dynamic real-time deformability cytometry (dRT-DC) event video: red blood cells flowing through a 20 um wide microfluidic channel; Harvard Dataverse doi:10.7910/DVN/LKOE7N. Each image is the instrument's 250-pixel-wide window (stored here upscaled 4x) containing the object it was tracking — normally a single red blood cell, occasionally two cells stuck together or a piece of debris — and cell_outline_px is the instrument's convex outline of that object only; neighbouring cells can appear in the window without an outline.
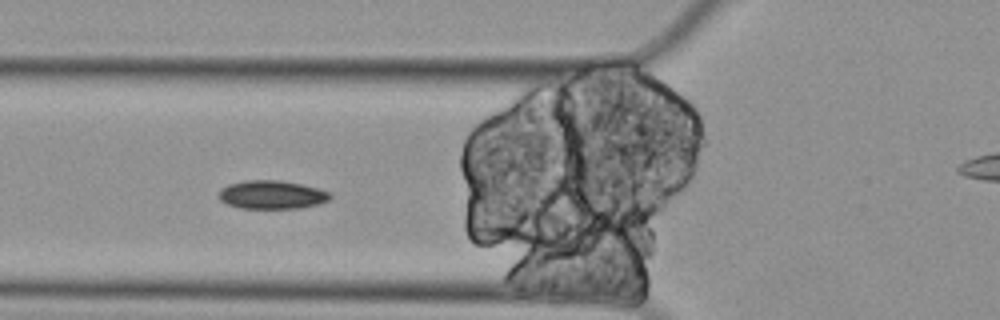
{"species": "Egyptian fruit bat (a non-hibernating species)", "species_latin": "Rousettus aegyptiacus", "temperature_condition": "cold", "stored_images_in_passage": 9, "segment_of_instrument_passage": [1, 2], "camera_frame_rate_fps": 3000, "um_per_image_px": 0.085, "animal": {"sex": "female"}, "frame": {"image": 1, "passage_image": 6, "time_ms": 1.667, "image_size_px": [1000, 320], "cell_outline_px": [[332, 196], [328, 200], [316, 204], [300, 208], [240, 208], [228, 204], [220, 200], [220, 188], [228, 184], [248, 180], [280, 180], [300, 184], [316, 188], [328, 192]], "centroid_in_image_um": [23.08, 16.55], "position_along_channel_um": 102.7, "area_um2": 18.21}}
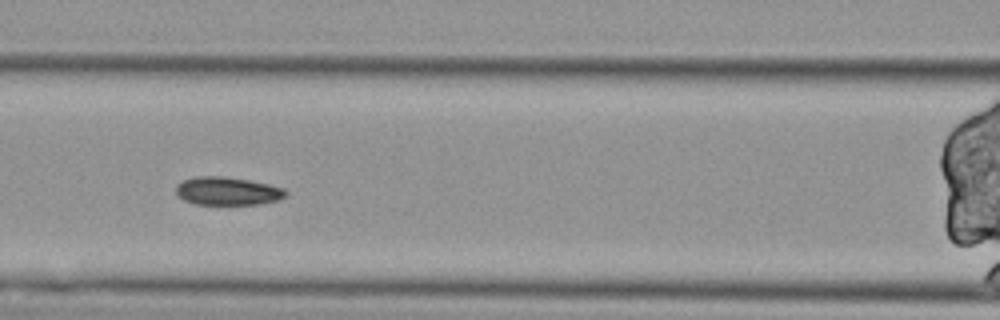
{"frame": {"image": 2, "passage_image": 7, "time_ms": 2.0, "image_size_px": [1000, 320], "cell_outline_px": [[288, 196], [280, 200], [260, 204], [196, 204], [184, 200], [176, 196], [176, 184], [184, 180], [196, 176], [224, 176], [248, 180], [268, 184], [284, 188], [288, 192]], "centroid_in_image_um": [19.36, 16.24], "position_along_channel_um": 147.2, "area_um2": 18.21}}
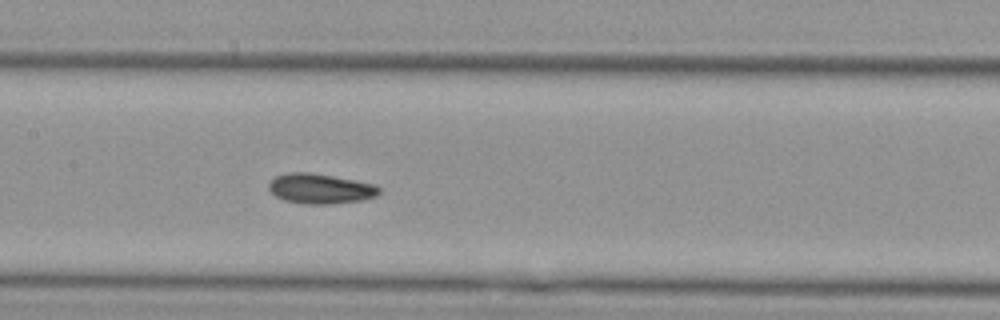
{"frame": {"image": 3, "passage_image": 8, "time_ms": 2.333, "image_size_px": [1000, 320], "cell_outline_px": [[380, 192], [376, 196], [364, 200], [332, 204], [304, 204], [284, 200], [276, 196], [268, 188], [268, 184], [276, 176], [288, 172], [308, 172], [356, 180], [376, 184], [380, 188]], "centroid_in_image_um": [27.25, 16.04], "position_along_channel_um": 180.1, "area_um2": 19.42}}